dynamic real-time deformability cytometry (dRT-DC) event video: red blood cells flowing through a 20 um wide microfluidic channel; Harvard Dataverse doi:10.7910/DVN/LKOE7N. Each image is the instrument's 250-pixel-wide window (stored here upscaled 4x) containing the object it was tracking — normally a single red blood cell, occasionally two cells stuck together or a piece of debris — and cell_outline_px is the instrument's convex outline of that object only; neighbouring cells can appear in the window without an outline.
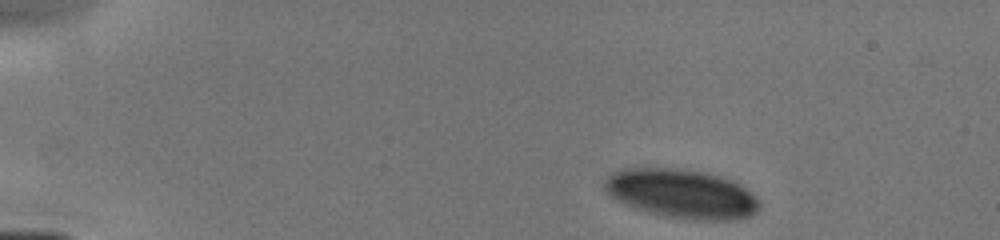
{"species": "human", "species_latin": "Homo sapiens", "temperature_condition": "cold", "stored_images_in_passage": 4, "camera_frame_rate_fps": 3000, "um_per_image_px": 0.085, "donor": {"sex": "male"}, "frame": {"image": 1, "passage_image": 1, "time_ms": 0.0, "image_size_px": [1000, 240], "cell_outline_px": [[760, 204], [756, 212], [748, 216], [736, 220], [692, 220], [664, 216], [648, 212], [636, 208], [616, 200], [604, 188], [604, 184], [608, 176], [624, 168], [680, 168], [704, 172], [720, 176], [732, 180], [744, 188]], "centroid_in_image_um": [57.92, 16.47], "position_along_channel_um": 27.1, "area_um2": 43.87}}
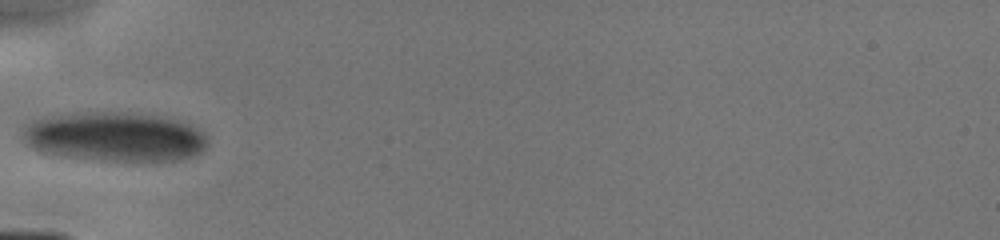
{"frame": {"image": 2, "passage_image": 4, "time_ms": 3.333, "image_size_px": [1000, 240], "cell_outline_px": [[208, 148], [192, 156], [180, 160], [100, 160], [64, 156], [44, 152], [32, 148], [24, 144], [20, 136], [24, 124], [40, 116], [72, 112], [128, 112], [156, 116], [180, 120], [204, 132], [208, 136]], "centroid_in_image_um": [9.69, 11.6], "position_along_channel_um": 75.3, "area_um2": 54.04}}